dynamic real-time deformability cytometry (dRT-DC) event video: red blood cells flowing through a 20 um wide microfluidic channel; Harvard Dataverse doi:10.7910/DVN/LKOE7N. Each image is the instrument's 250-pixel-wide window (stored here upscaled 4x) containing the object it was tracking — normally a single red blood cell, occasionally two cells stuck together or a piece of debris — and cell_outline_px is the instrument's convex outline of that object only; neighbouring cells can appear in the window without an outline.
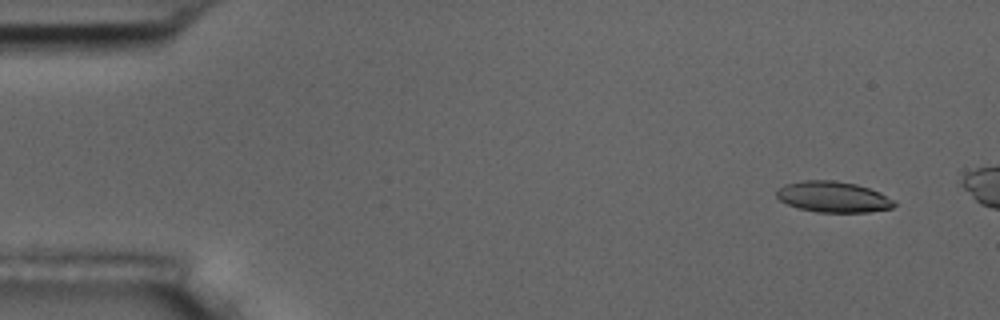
{"species": "common noctule bat (a hibernating species)", "species_latin": "Nyctalus noctula", "temperature_condition": "room temperature", "stored_images_in_passage": 3, "camera_frame_rate_fps": 3000, "um_per_image_px": 0.085, "animal": {"sex": "male", "body_mass_g": 17.5, "forearm_length_mm": 52.3}, "frame": {"image": 1, "passage_image": 1, "time_ms": 0.0, "image_size_px": [1000, 320], "cell_outline_px": [[896, 204], [892, 208], [868, 212], [816, 212], [800, 208], [788, 204], [780, 200], [776, 196], [776, 192], [784, 184], [804, 180], [832, 180], [856, 184], [880, 192], [896, 200]], "centroid_in_image_um": [70.85, 16.73], "position_along_channel_um": 14.2, "area_um2": 21.15}}